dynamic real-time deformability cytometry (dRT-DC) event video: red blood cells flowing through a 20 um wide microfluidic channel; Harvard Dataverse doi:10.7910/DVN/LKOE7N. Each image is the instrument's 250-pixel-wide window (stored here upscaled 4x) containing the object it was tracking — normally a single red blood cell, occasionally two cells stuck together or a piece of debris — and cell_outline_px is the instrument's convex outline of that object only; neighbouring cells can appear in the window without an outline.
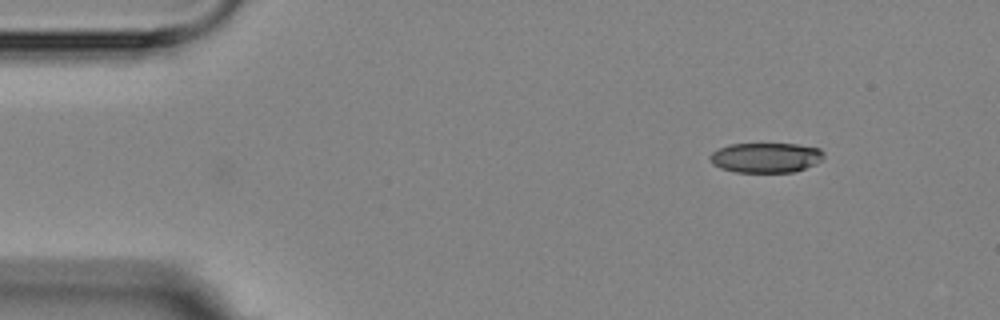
{"species": "Egyptian fruit bat (a non-hibernating species)", "species_latin": "Rousettus aegyptiacus", "temperature_condition": "room temperature", "stored_images_in_passage": 4, "camera_frame_rate_fps": 3000, "um_per_image_px": 0.085, "animal": {"sex": "female"}, "frame": {"image": 1, "passage_image": 4, "time_ms": 3.333, "image_size_px": [1000, 320], "cell_outline_px": [[824, 156], [816, 164], [792, 172], [736, 172], [720, 168], [712, 164], [708, 156], [712, 152], [728, 144], [796, 144], [820, 148], [824, 152]], "centroid_in_image_um": [65.08, 13.39], "position_along_channel_um": 19.9, "area_um2": 19.88}}